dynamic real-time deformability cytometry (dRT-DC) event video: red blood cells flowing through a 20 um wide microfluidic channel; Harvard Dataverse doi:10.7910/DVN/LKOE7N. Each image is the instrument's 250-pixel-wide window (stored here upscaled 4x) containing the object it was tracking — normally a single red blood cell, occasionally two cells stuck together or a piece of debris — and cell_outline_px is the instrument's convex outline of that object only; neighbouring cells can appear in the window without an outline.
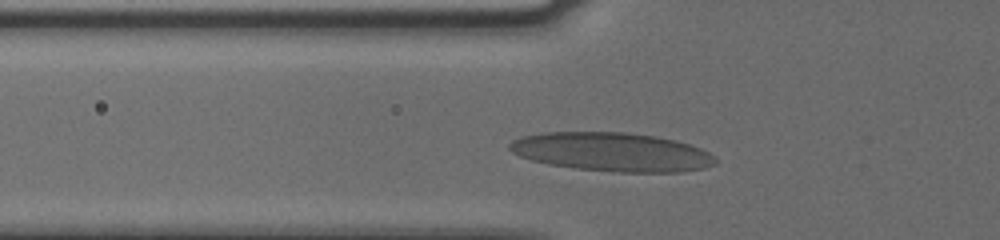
{"species": "human", "species_latin": "Homo sapiens", "temperature_condition": "cold", "stored_images_in_passage": 6, "camera_frame_rate_fps": 3000, "um_per_image_px": 0.085, "donor": {"sex": "male"}, "frame": {"image": 1, "passage_image": 2, "time_ms": 0.333, "image_size_px": [1000, 240], "cell_outline_px": [[716, 164], [704, 168], [680, 172], [616, 172], [576, 168], [548, 164], [532, 160], [520, 156], [512, 152], [508, 148], [508, 144], [512, 140], [520, 136], [544, 132], [624, 132], [656, 136], [676, 140], [700, 148], [708, 152], [716, 160]], "centroid_in_image_um": [51.99, 12.91], "position_along_channel_um": 73.8, "area_um2": 46.59}}
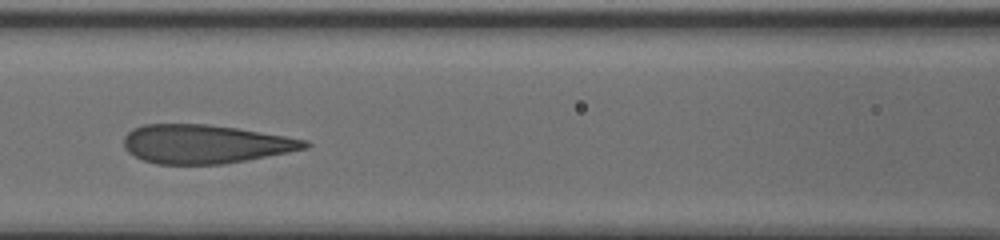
{"frame": {"image": 2, "passage_image": 4, "time_ms": 1.0, "image_size_px": [1000, 240], "cell_outline_px": [[312, 144], [308, 148], [288, 152], [224, 164], [156, 164], [144, 160], [128, 152], [124, 148], [124, 136], [132, 128], [144, 124], [208, 124], [236, 128], [308, 140]], "centroid_in_image_um": [17.42, 12.24], "position_along_channel_um": 149.2, "area_um2": 40.75}}
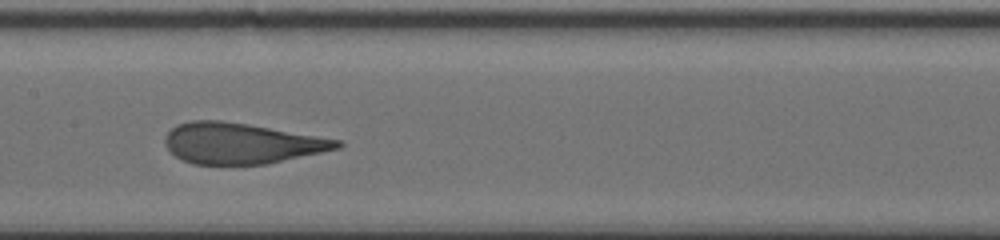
{"frame": {"image": 3, "passage_image": 5, "time_ms": 1.333, "image_size_px": [1000, 240], "cell_outline_px": [[344, 144], [340, 148], [268, 164], [192, 164], [176, 156], [164, 144], [164, 140], [168, 132], [176, 124], [192, 120], [220, 120], [248, 124], [340, 140]], "centroid_in_image_um": [20.5, 12.18], "position_along_channel_um": 186.9, "area_um2": 40.69}}